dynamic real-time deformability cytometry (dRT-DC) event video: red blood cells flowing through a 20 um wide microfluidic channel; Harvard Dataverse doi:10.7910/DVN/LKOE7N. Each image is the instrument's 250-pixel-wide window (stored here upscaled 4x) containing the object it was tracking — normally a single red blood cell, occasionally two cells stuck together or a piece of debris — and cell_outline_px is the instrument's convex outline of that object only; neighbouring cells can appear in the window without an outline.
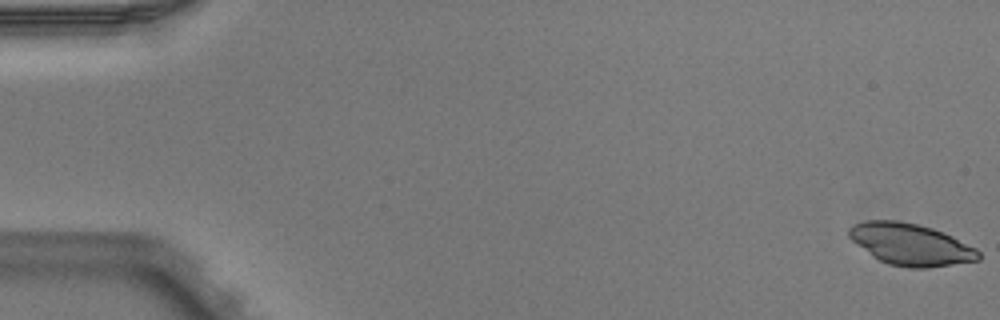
{"species": "Egyptian fruit bat (a non-hibernating species)", "species_latin": "Rousettus aegyptiacus", "temperature_condition": "warm", "stored_images_in_passage": 6, "camera_frame_rate_fps": 3000, "um_per_image_px": 0.085, "animal": {"sex": "male"}, "frame": {"image": 1, "passage_image": 1, "time_ms": 0.0, "image_size_px": [1000, 320], "cell_outline_px": [[980, 260], [928, 268], [908, 268], [888, 264], [872, 256], [852, 240], [848, 236], [848, 228], [852, 224], [868, 220], [896, 220], [916, 224], [932, 228], [952, 236], [976, 248], [980, 252]], "centroid_in_image_um": [77.4, 20.78], "position_along_channel_um": 7.6, "area_um2": 31.5}}